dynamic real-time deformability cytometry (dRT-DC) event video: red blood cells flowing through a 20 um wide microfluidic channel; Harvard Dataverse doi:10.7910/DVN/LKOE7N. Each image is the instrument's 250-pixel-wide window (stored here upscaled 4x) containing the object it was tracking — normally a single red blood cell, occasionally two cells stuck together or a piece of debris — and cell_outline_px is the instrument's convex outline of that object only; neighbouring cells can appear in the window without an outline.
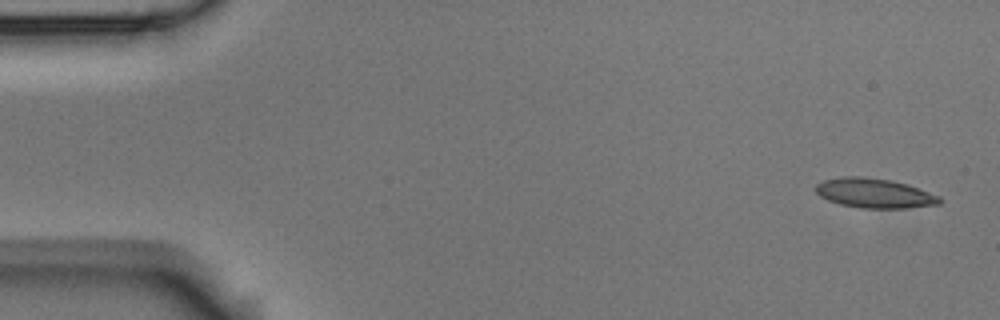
{"species": "Egyptian fruit bat (a non-hibernating species)", "species_latin": "Rousettus aegyptiacus", "temperature_condition": "room temperature", "stored_images_in_passage": 6, "camera_frame_rate_fps": 3000, "um_per_image_px": 0.085, "animal": {"sex": "male"}, "frame": {"image": 1, "passage_image": 1, "time_ms": 0.0, "image_size_px": [1000, 320], "cell_outline_px": [[944, 200], [940, 204], [904, 208], [864, 208], [840, 204], [828, 200], [820, 196], [816, 192], [816, 184], [824, 180], [840, 176], [860, 176], [892, 180], [908, 184], [940, 196]], "centroid_in_image_um": [74.35, 16.41], "position_along_channel_um": 10.7, "area_um2": 21.44}}
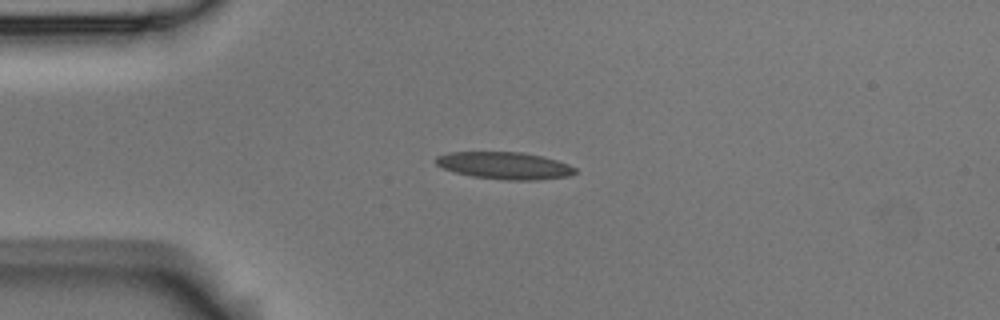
{"frame": {"image": 2, "passage_image": 4, "time_ms": 1.0, "image_size_px": [1000, 320], "cell_outline_px": [[576, 172], [568, 176], [536, 180], [508, 180], [472, 176], [456, 172], [444, 168], [436, 164], [432, 160], [436, 156], [448, 152], [524, 152], [544, 156], [568, 164], [576, 168]], "centroid_in_image_um": [42.88, 14.06], "position_along_channel_um": 42.1, "area_um2": 22.08}}
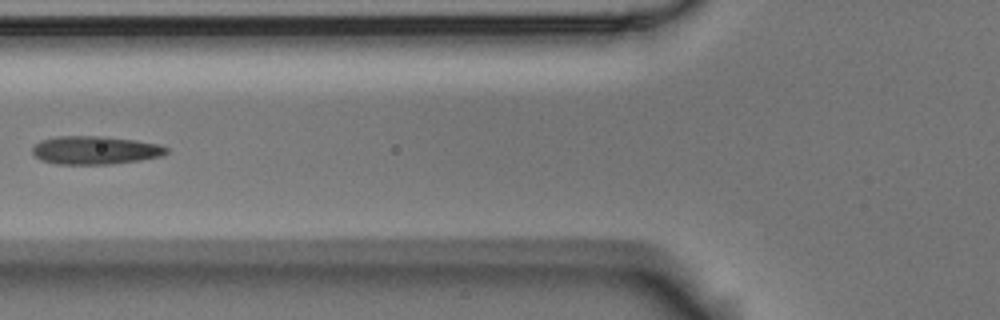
{"frame": {"image": 3, "passage_image": 6, "time_ms": 1.667, "image_size_px": [1000, 320], "cell_outline_px": [[168, 152], [164, 156], [140, 160], [112, 164], [56, 164], [40, 160], [32, 152], [32, 148], [40, 140], [56, 136], [104, 136], [136, 140], [160, 144], [168, 148]], "centroid_in_image_um": [8.11, 12.76], "position_along_channel_um": 117.7, "area_um2": 22.31}}